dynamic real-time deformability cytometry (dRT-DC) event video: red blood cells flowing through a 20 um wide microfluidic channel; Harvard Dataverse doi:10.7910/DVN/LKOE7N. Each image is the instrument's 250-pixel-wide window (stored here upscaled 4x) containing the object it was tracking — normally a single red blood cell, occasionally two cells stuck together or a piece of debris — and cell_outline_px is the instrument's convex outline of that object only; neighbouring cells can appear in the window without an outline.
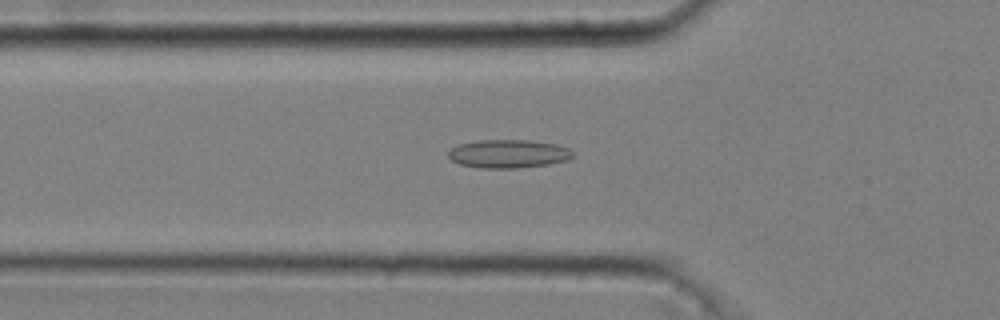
{"species": "common noctule bat (a hibernating species)", "species_latin": "Nyctalus noctula", "temperature_condition": "cold", "stored_images_in_passage": 51, "camera_frame_rate_fps": 3000, "um_per_image_px": 0.085, "animal": {"sex": "male", "body_mass_g": 20.4}, "frame": {"image": 1, "passage_image": 17, "time_ms": 5.333, "image_size_px": [1000, 320], "cell_outline_px": [[572, 156], [568, 160], [548, 164], [520, 168], [480, 168], [460, 164], [452, 160], [448, 156], [448, 152], [452, 148], [460, 144], [476, 140], [528, 140], [556, 144], [568, 148], [572, 152]], "centroid_in_image_um": [43.2, 13.07], "position_along_channel_um": 82.6, "area_um2": 20.52}}
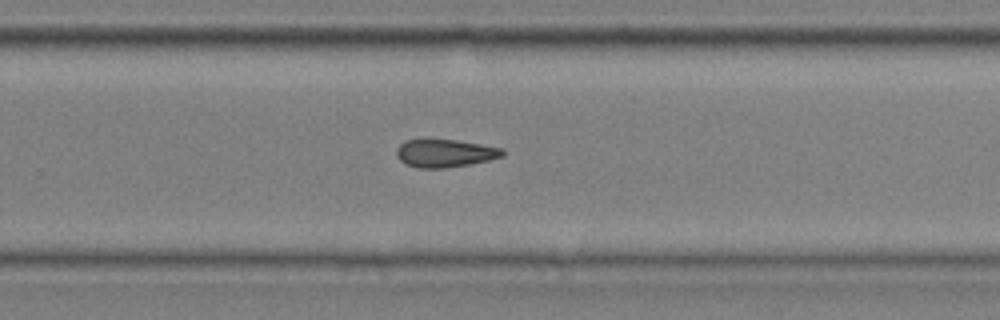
{"frame": {"image": 2, "passage_image": 34, "time_ms": 11.0, "image_size_px": [1000, 320], "cell_outline_px": [[504, 156], [488, 160], [448, 168], [416, 168], [404, 164], [396, 156], [396, 148], [404, 140], [424, 136], [456, 140], [504, 148]], "centroid_in_image_um": [37.74, 12.98], "position_along_channel_um": 292.1, "area_um2": 18.03}}
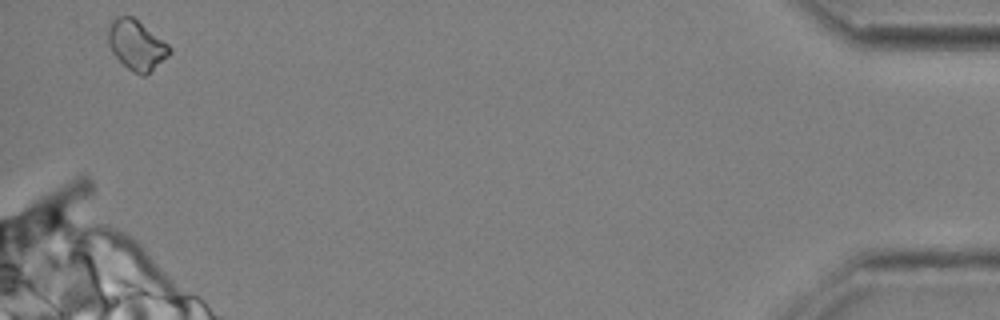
{"frame": {"image": 3, "passage_image": 50, "time_ms": 16.333, "image_size_px": [1000, 320], "cell_outline_px": [[172, 52], [168, 56], [144, 76], [140, 76], [132, 72], [112, 52], [108, 44], [108, 28], [112, 20], [120, 16], [132, 16], [168, 44], [172, 48]], "centroid_in_image_um": [11.6, 3.84], "position_along_channel_um": 423.6, "area_um2": 17.57}}